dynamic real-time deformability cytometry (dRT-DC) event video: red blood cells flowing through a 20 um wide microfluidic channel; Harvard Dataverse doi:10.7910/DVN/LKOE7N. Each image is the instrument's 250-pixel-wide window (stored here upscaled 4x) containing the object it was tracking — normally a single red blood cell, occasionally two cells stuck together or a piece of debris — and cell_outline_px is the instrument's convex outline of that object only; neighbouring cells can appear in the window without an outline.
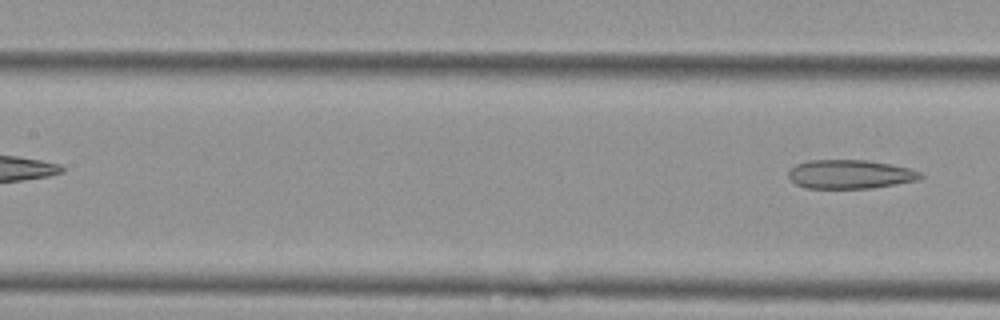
{"species": "Egyptian fruit bat (a non-hibernating species)", "species_latin": "Rousettus aegyptiacus", "temperature_condition": "cold", "stored_images_in_passage": 6, "segment_of_instrument_passage": [2, 2], "camera_frame_rate_fps": 3000, "um_per_image_px": 0.085, "animal": {"sex": "female"}, "frame": {"image": 1, "passage_image": 6, "time_ms": 1.667, "image_size_px": [1000, 320], "cell_outline_px": [[924, 176], [920, 180], [872, 188], [808, 188], [796, 184], [788, 176], [788, 168], [796, 164], [808, 160], [868, 160], [892, 164], [908, 168], [920, 172]], "centroid_in_image_um": [72.26, 14.8], "position_along_channel_um": 135.1, "area_um2": 22.37}}